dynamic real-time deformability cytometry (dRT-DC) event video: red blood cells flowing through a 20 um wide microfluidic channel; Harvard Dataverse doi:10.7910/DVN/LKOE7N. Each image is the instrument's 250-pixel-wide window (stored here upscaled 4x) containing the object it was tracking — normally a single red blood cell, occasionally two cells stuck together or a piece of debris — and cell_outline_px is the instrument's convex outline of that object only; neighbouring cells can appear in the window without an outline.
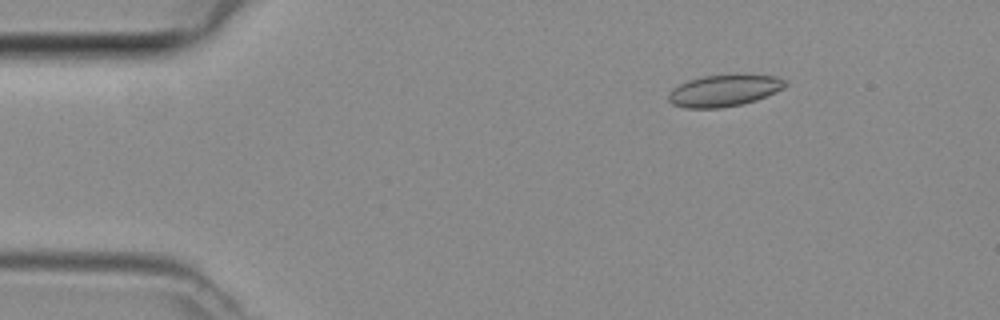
{"species": "common noctule bat (a hibernating species)", "species_latin": "Nyctalus noctula", "temperature_condition": "room temperature", "stored_images_in_passage": 47, "camera_frame_rate_fps": 3000, "um_per_image_px": 0.085, "animal": {"sex": "female", "body_mass_g": 29.2, "forearm_length_mm": 56.3}, "frame": {"image": 1, "passage_image": 6, "time_ms": 1.667, "image_size_px": [1000, 320], "cell_outline_px": [[788, 84], [784, 88], [756, 100], [740, 104], [720, 108], [684, 108], [672, 104], [668, 100], [668, 92], [680, 84], [688, 80], [704, 76], [776, 76], [784, 80]], "centroid_in_image_um": [61.5, 7.73], "position_along_channel_um": 23.5, "area_um2": 21.04}}
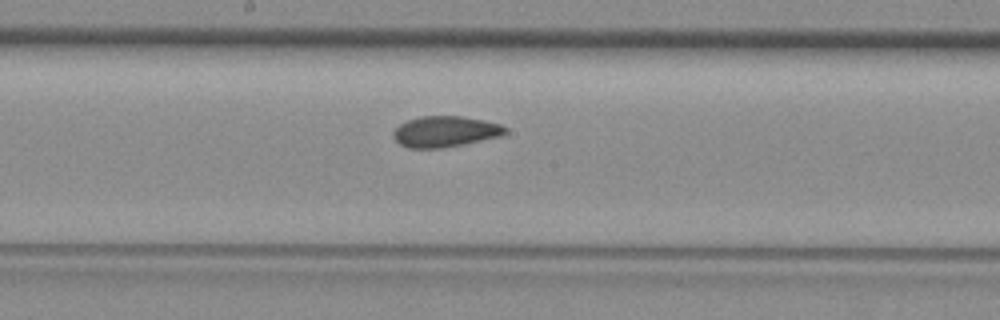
{"frame": {"image": 2, "passage_image": 24, "time_ms": 7.667, "image_size_px": [1000, 320], "cell_outline_px": [[508, 132], [500, 136], [464, 144], [440, 148], [408, 148], [400, 144], [392, 136], [392, 132], [400, 124], [408, 120], [420, 116], [460, 116], [484, 120], [500, 124], [508, 128]], "centroid_in_image_um": [37.84, 11.18], "position_along_channel_um": 210.4, "area_um2": 20.17}}
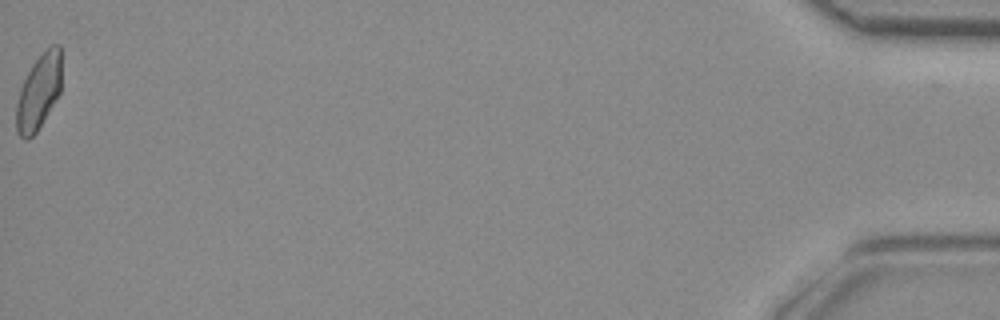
{"frame": {"image": 3, "passage_image": 47, "time_ms": 15.333, "image_size_px": [1000, 320], "cell_outline_px": [[60, 92], [36, 132], [28, 140], [24, 140], [16, 132], [16, 104], [20, 88], [32, 64], [52, 44], [60, 44]], "centroid_in_image_um": [3.26, 7.84], "position_along_channel_um": 431.9, "area_um2": 19.48}}